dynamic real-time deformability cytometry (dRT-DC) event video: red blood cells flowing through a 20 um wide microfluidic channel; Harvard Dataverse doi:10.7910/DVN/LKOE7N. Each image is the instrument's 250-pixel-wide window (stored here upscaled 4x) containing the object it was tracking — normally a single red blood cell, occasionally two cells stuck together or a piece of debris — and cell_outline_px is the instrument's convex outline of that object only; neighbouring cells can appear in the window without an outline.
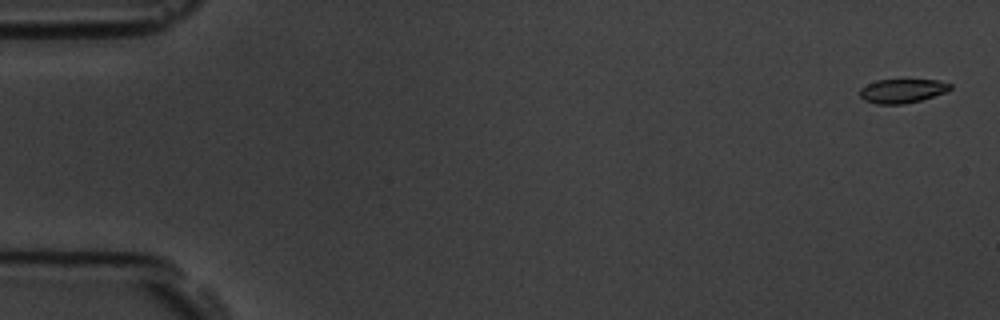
{"species": "common noctule bat (a hibernating species)", "species_latin": "Nyctalus noctula", "temperature_condition": "room temperature", "stored_images_in_passage": 6, "camera_frame_rate_fps": 3000, "um_per_image_px": 0.085, "animal": {"sex": "male", "body_mass_g": 19.5, "forearm_length_mm": 54.6}, "frame": {"image": 1, "passage_image": 1, "time_ms": 0.0, "image_size_px": [1000, 320], "cell_outline_px": [[952, 88], [948, 92], [920, 100], [904, 104], [876, 104], [864, 100], [860, 96], [860, 88], [876, 80], [936, 80], [952, 84]], "centroid_in_image_um": [76.71, 7.73], "position_along_channel_um": 8.3, "area_um2": 12.66}}
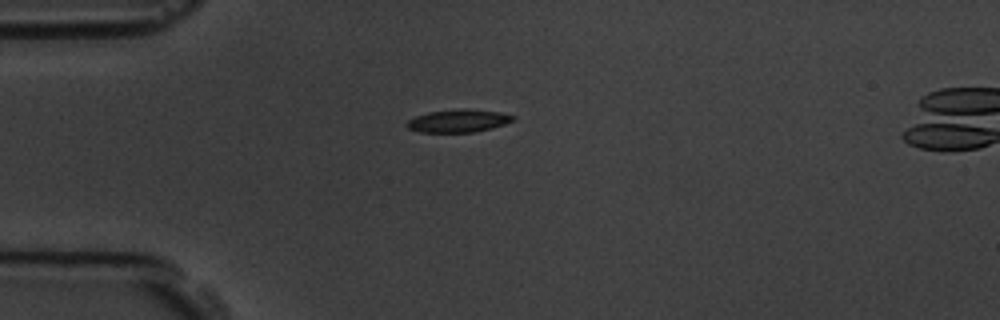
{"frame": {"image": 2, "passage_image": 5, "time_ms": 4.333, "image_size_px": [1000, 320], "cell_outline_px": [[516, 120], [492, 128], [472, 132], [420, 132], [408, 128], [404, 124], [408, 120], [416, 116], [428, 112], [460, 108], [464, 108], [500, 112], [516, 116]], "centroid_in_image_um": [38.97, 10.26], "position_along_channel_um": 46.0, "area_um2": 14.22}}